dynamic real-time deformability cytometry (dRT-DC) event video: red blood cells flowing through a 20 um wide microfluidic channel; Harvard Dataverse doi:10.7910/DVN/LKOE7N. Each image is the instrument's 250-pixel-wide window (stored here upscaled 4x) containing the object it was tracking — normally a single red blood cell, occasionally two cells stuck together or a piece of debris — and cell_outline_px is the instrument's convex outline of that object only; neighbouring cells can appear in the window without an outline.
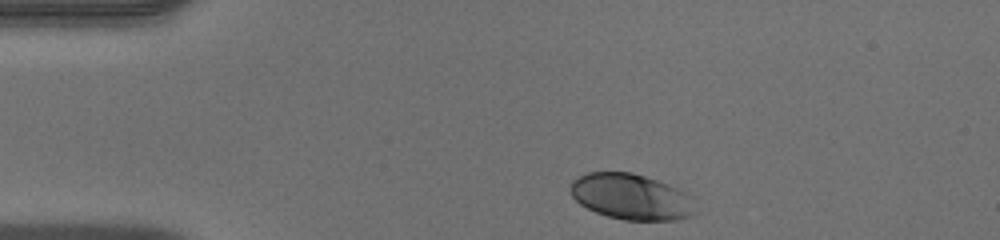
{"species": "human", "species_latin": "Homo sapiens", "temperature_condition": "warm", "stored_images_in_passage": 35, "camera_frame_rate_fps": 3000, "um_per_image_px": 0.085, "donor": {"sex": "male"}, "frame": {"image": 1, "passage_image": 1, "time_ms": 0.0, "image_size_px": [1000, 240], "cell_outline_px": [[692, 216], [676, 220], [624, 220], [608, 216], [596, 212], [580, 204], [572, 196], [572, 180], [588, 172], [632, 172], [668, 184], [684, 192], [688, 196]], "centroid_in_image_um": [53.59, 16.72], "position_along_channel_um": 31.4, "area_um2": 32.6}}
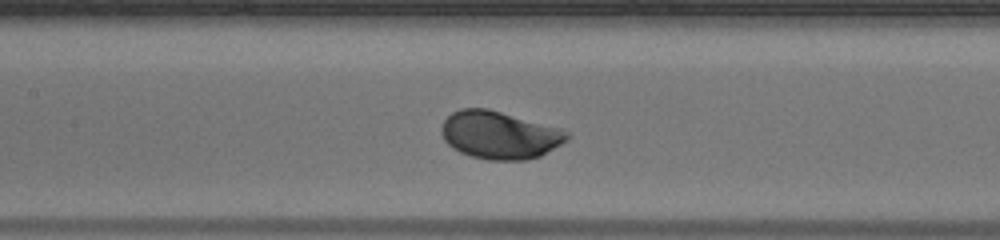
{"frame": {"image": 2, "passage_image": 15, "time_ms": 4.667, "image_size_px": [1000, 240], "cell_outline_px": [[572, 136], [568, 140], [540, 156], [528, 160], [488, 160], [472, 156], [460, 152], [452, 148], [444, 140], [440, 132], [440, 128], [444, 120], [452, 112], [460, 108], [488, 108], [560, 128], [568, 132]], "centroid_in_image_um": [42.45, 11.47], "position_along_channel_um": 164.9, "area_um2": 35.14}}
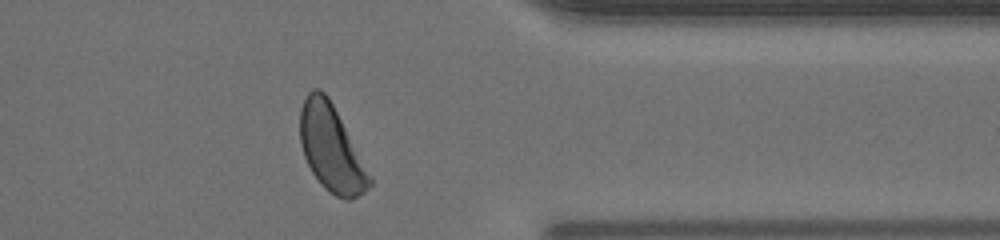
{"frame": {"image": 3, "passage_image": 32, "time_ms": 10.333, "image_size_px": [1000, 240], "cell_outline_px": [[372, 184], [364, 192], [352, 200], [344, 200], [328, 192], [320, 184], [312, 172], [304, 156], [300, 144], [300, 108], [308, 92], [312, 88], [320, 88], [328, 96], [372, 176]], "centroid_in_image_um": [28.15, 12.63], "position_along_channel_um": 383.2, "area_um2": 35.03}, "authors_computed_cell_mechanics": {"area_um2": 34.102, "velocity_mm_per_s": 4.0475, "shape_relaxation_time_tau1_ms": 1.4918, "shape_relaxation_time_tau2_ms": null, "deformation_change_tau1": 0.1206, "deformation_change_tau2": null}}